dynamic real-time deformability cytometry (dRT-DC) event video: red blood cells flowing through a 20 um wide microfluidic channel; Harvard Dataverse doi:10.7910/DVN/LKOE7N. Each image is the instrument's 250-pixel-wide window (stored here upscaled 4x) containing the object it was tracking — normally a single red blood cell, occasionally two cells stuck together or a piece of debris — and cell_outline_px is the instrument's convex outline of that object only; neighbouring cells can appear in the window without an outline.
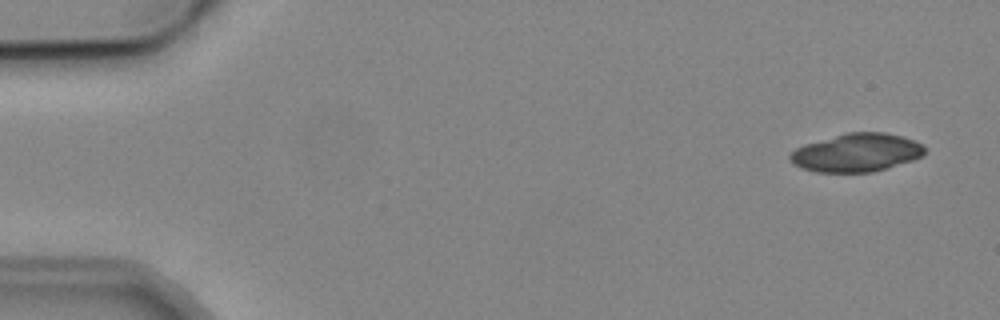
{"species": "common noctule bat (a hibernating species)", "species_latin": "Nyctalus noctula", "temperature_condition": "cold", "stored_images_in_passage": 4, "camera_frame_rate_fps": 3000, "um_per_image_px": 0.085, "animal": {"sex": "male", "body_mass_g": 19.2, "forearm_length_mm": 51.8}, "frame": {"image": 1, "passage_image": 1, "time_ms": 0.0, "image_size_px": [1000, 320], "cell_outline_px": [[924, 156], [888, 168], [872, 172], [816, 172], [800, 168], [792, 164], [788, 160], [788, 156], [796, 148], [804, 144], [848, 132], [884, 132], [904, 136], [924, 144]], "centroid_in_image_um": [72.81, 12.98], "position_along_channel_um": 12.2, "area_um2": 30.29}}